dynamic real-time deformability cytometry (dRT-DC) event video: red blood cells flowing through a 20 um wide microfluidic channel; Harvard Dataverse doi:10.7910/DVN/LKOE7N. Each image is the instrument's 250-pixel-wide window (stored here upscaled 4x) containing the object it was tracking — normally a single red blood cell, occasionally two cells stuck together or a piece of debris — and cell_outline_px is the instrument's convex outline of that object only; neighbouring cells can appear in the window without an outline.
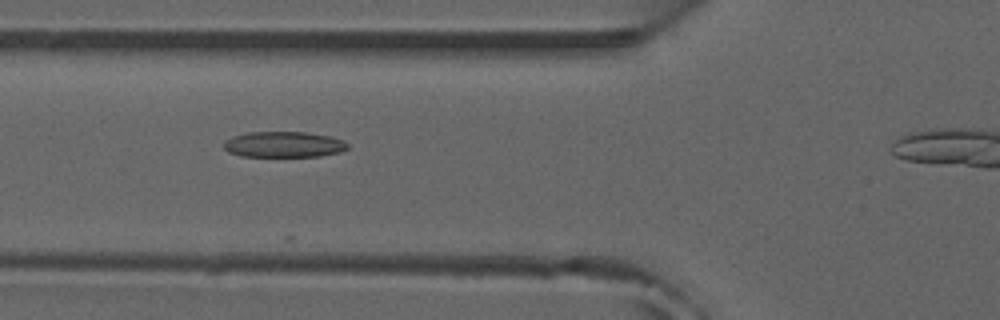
{"species": "common noctule bat (a hibernating species)", "species_latin": "Nyctalus noctula", "temperature_condition": "room temperature", "stored_images_in_passage": 10, "camera_frame_rate_fps": 3000, "um_per_image_px": 0.085, "animal": {"sex": "male", "forearm_length_mm": 52.5}, "frame": {"image": 1, "passage_image": 6, "time_ms": 1.667, "image_size_px": [1000, 320], "cell_outline_px": [[348, 148], [340, 152], [320, 156], [240, 156], [228, 152], [224, 148], [224, 140], [232, 136], [248, 132], [308, 132], [328, 136], [344, 140], [348, 144]], "centroid_in_image_um": [24.1, 12.27], "position_along_channel_um": 101.7, "area_um2": 18.67}}
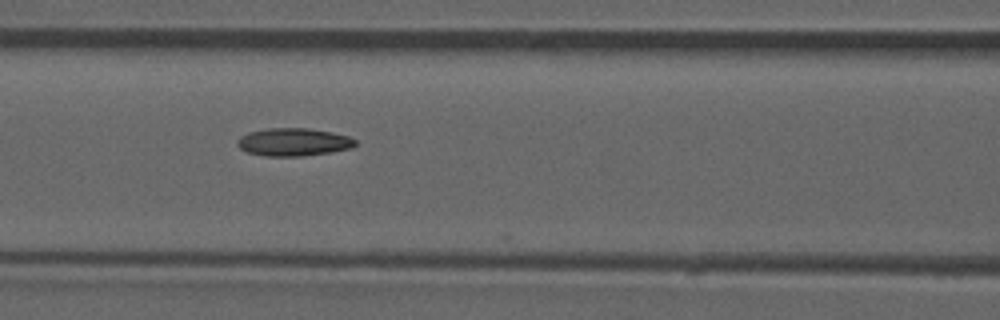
{"frame": {"image": 2, "passage_image": 9, "time_ms": 2.667, "image_size_px": [1000, 320], "cell_outline_px": [[356, 144], [352, 148], [332, 152], [304, 156], [264, 156], [248, 152], [240, 148], [236, 144], [236, 140], [240, 136], [248, 132], [268, 128], [308, 128], [332, 132], [348, 136], [356, 140]], "centroid_in_image_um": [24.94, 12.07], "position_along_channel_um": 141.7, "area_um2": 19.31}}